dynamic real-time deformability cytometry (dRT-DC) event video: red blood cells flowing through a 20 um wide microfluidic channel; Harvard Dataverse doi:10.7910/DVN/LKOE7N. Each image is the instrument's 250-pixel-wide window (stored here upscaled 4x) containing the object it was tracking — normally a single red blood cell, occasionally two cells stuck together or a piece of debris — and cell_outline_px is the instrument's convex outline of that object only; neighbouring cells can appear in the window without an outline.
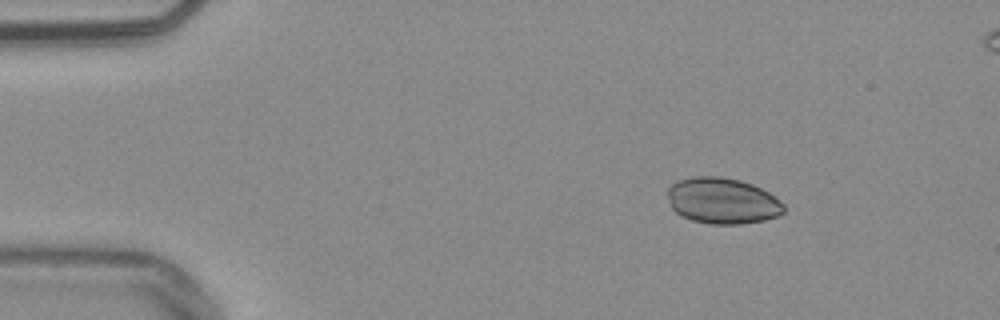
{"species": "common noctule bat (a hibernating species)", "species_latin": "Nyctalus noctula", "temperature_condition": "warm", "stored_images_in_passage": 48, "segment_of_instrument_passage": [1, 2], "camera_frame_rate_fps": 3000, "um_per_image_px": 0.085, "animal": {"sex": "male", "body_mass_g": 20.4}, "frame": {"image": 1, "passage_image": 1, "time_ms": 0.0, "image_size_px": [1000, 320], "cell_outline_px": [[784, 212], [776, 216], [764, 220], [740, 224], [708, 224], [692, 220], [676, 212], [672, 208], [668, 196], [668, 188], [672, 184], [680, 180], [692, 176], [720, 176], [740, 180], [752, 184], [776, 196], [784, 204]], "centroid_in_image_um": [61.42, 17.06], "position_along_channel_um": 23.6, "area_um2": 31.15}}
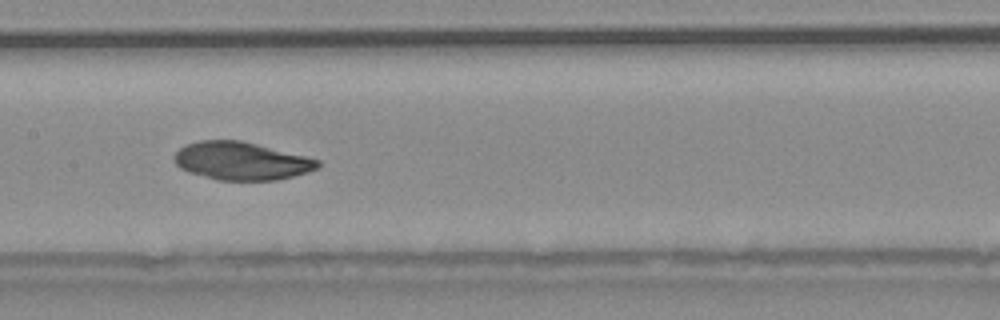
{"frame": {"image": 2, "passage_image": 20, "time_ms": 6.333, "image_size_px": [1000, 320], "cell_outline_px": [[320, 168], [308, 172], [276, 180], [216, 180], [188, 172], [180, 168], [176, 164], [176, 152], [180, 148], [188, 144], [200, 140], [240, 140], [320, 160]], "centroid_in_image_um": [20.52, 13.69], "position_along_channel_um": 186.9, "area_um2": 31.44}}
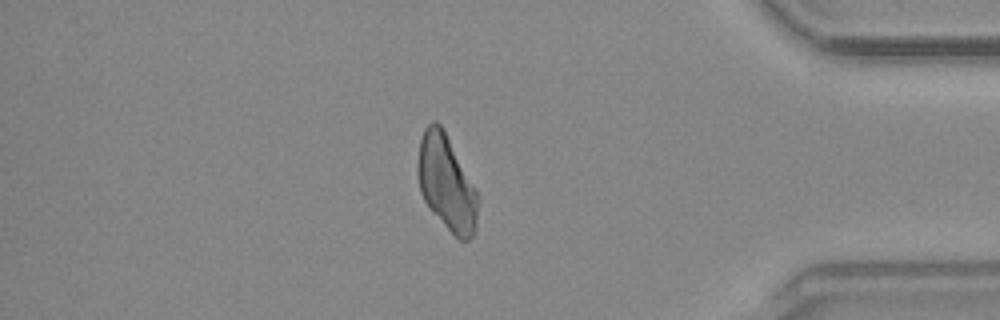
{"frame": {"image": 3, "passage_image": 39, "time_ms": 12.667, "image_size_px": [1000, 320], "cell_outline_px": [[480, 200], [476, 224], [472, 236], [468, 240], [460, 240], [428, 208], [420, 192], [420, 140], [424, 128], [432, 120], [436, 120], [444, 128], [476, 188]], "centroid_in_image_um": [38.01, 15.54], "position_along_channel_um": 397.2, "area_um2": 33.06}}